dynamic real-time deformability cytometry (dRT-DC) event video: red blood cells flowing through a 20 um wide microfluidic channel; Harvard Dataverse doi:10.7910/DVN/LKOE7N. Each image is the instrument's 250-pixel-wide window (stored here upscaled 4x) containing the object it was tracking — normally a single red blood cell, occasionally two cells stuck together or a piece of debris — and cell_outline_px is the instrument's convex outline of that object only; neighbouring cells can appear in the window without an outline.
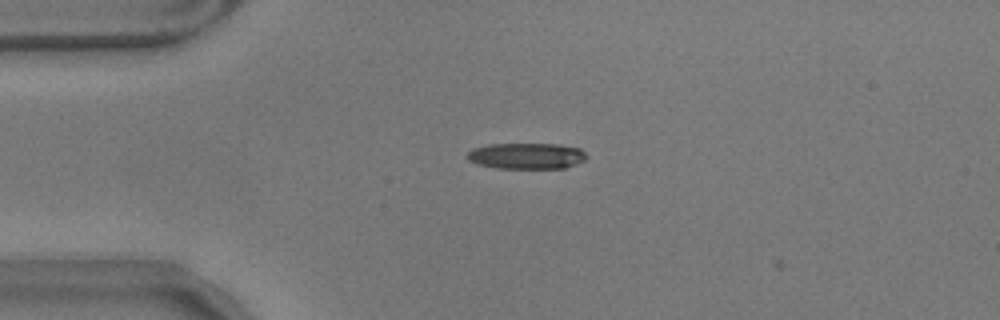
{"species": "common noctule bat (a hibernating species)", "species_latin": "Nyctalus noctula", "temperature_condition": "warm", "stored_images_in_passage": 4, "camera_frame_rate_fps": 3000, "um_per_image_px": 0.085, "animal": {"sex": "male", "body_mass_g": 17.9}, "frame": {"image": 1, "passage_image": 1, "time_ms": 0.0, "image_size_px": [1000, 320], "cell_outline_px": [[588, 156], [584, 160], [576, 164], [564, 168], [496, 168], [480, 164], [468, 160], [464, 156], [472, 148], [488, 144], [556, 144], [580, 148]], "centroid_in_image_um": [44.73, 13.25], "position_along_channel_um": 40.3, "area_um2": 18.15}}